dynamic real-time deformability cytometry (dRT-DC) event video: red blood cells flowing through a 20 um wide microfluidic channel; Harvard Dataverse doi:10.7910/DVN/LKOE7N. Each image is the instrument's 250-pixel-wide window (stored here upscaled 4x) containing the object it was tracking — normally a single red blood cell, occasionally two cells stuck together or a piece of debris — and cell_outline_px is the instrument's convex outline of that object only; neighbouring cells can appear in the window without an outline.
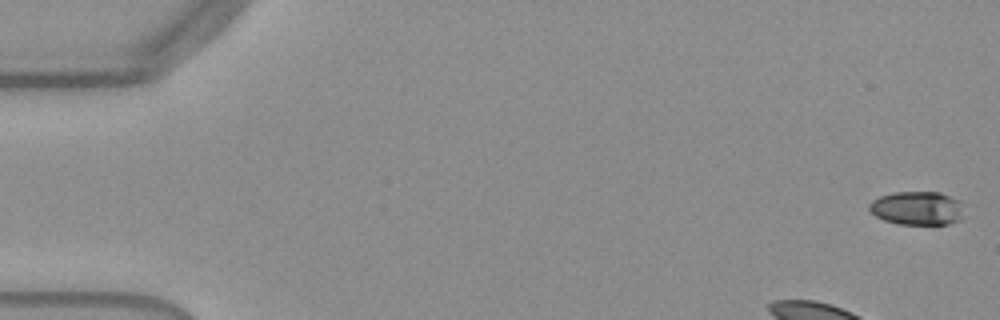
{"species": "Egyptian fruit bat (a non-hibernating species)", "species_latin": "Rousettus aegyptiacus", "temperature_condition": "warm", "stored_images_in_passage": 53, "camera_frame_rate_fps": 3000, "um_per_image_px": 0.085, "frame": {"image": 1, "passage_image": 2, "time_ms": 0.333, "image_size_px": [1000, 320], "cell_outline_px": [[960, 220], [948, 224], [896, 224], [884, 220], [876, 216], [868, 208], [868, 204], [872, 200], [880, 196], [892, 192], [940, 192], [960, 200]], "centroid_in_image_um": [77.91, 17.69], "position_along_channel_um": 7.1, "area_um2": 18.5}}
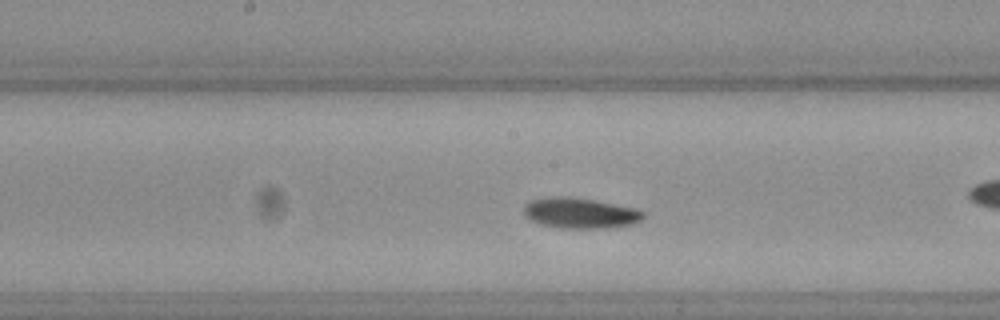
{"frame": {"image": 2, "passage_image": 26, "time_ms": 8.333, "image_size_px": [1000, 320], "cell_outline_px": [[644, 216], [640, 220], [632, 224], [608, 228], [560, 228], [540, 224], [524, 216], [524, 204], [528, 200], [548, 196], [572, 196], [636, 208], [644, 212]], "centroid_in_image_um": [49.26, 18.1], "position_along_channel_um": 198.9, "area_um2": 21.5}}
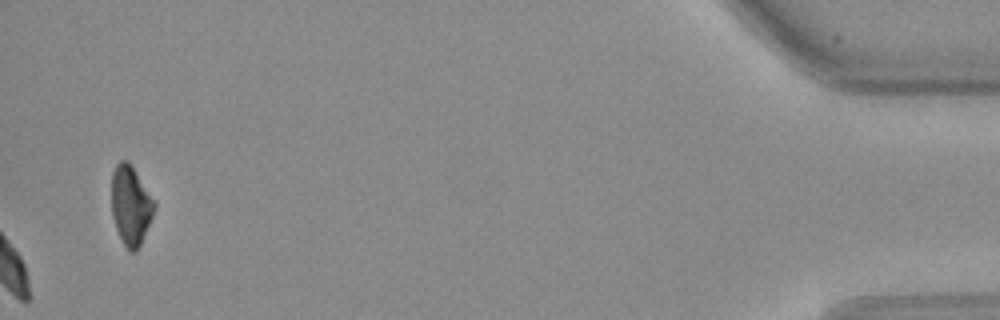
{"frame": {"image": 3, "passage_image": 53, "time_ms": 17.333, "image_size_px": [1000, 320], "cell_outline_px": [[156, 208], [140, 244], [136, 252], [128, 252], [116, 228], [112, 216], [112, 172], [116, 164], [120, 160], [128, 160], [156, 204]], "centroid_in_image_um": [11.1, 17.46], "position_along_channel_um": 424.1, "area_um2": 19.48}, "authors_computed_cell_mechanics": {"area_um2": 20.0566, "velocity_mm_per_s": 3.7978, "shape_relaxation_time_tau1_ms": 2.5147, "shape_relaxation_time_tau2_ms": 7.0359, "deformation_change_tau1": 0.1151, "deformation_change_tau2": 0.1287}}